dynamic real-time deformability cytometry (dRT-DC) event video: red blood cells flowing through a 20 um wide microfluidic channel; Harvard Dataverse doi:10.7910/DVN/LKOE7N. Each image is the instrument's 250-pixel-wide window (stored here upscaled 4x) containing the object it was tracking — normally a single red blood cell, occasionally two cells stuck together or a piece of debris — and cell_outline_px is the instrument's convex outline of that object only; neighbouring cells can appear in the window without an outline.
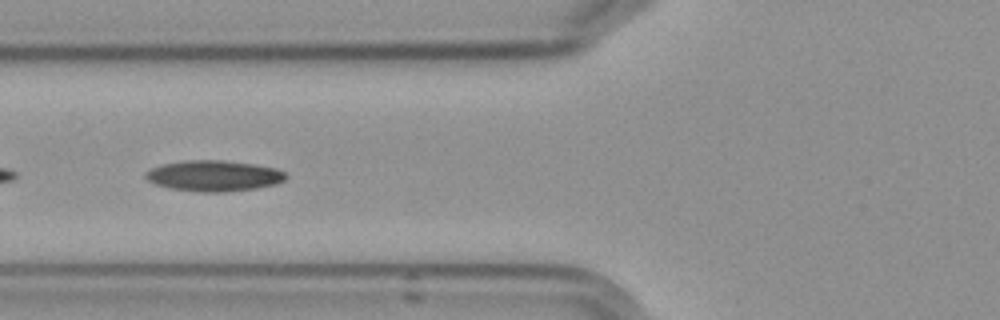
{"species": "Egyptian fruit bat (a non-hibernating species)", "species_latin": "Rousettus aegyptiacus", "temperature_condition": "cold", "stored_images_in_passage": 12, "camera_frame_rate_fps": 3000, "um_per_image_px": 0.085, "frame": {"image": 1, "passage_image": 3, "time_ms": 2.333, "image_size_px": [1000, 320], "cell_outline_px": [[288, 176], [284, 180], [276, 184], [256, 188], [224, 192], [204, 192], [168, 188], [156, 184], [148, 180], [144, 176], [144, 172], [152, 168], [164, 164], [184, 160], [224, 160], [256, 164], [276, 168], [284, 172]], "centroid_in_image_um": [18.19, 14.94], "position_along_channel_um": 107.6, "area_um2": 25.26}}
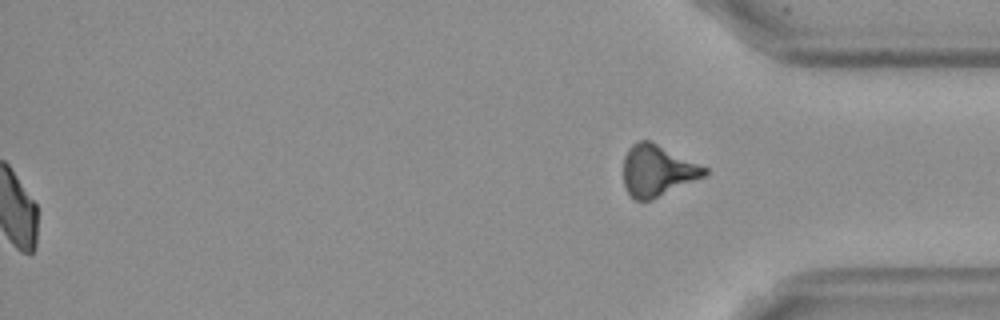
{"frame": {"image": 2, "passage_image": 12, "time_ms": 14.0, "image_size_px": [1000, 320], "cell_outline_px": [[708, 172], [704, 176], [652, 200], [636, 200], [628, 192], [624, 184], [624, 156], [628, 148], [632, 144], [640, 140], [648, 140], [708, 168]], "centroid_in_image_um": [55.86, 14.5], "position_along_channel_um": 379.3, "area_um2": 23.87}, "authors_computed_cell_mechanics": {"area_um2": 24.3049, "velocity_mm_per_s": 3.6119, "shape_relaxation_time_tau1_ms": null, "shape_relaxation_time_tau2_ms": 6.8919, "deformation_change_tau1": null, "deformation_change_tau2": 0.1207}}